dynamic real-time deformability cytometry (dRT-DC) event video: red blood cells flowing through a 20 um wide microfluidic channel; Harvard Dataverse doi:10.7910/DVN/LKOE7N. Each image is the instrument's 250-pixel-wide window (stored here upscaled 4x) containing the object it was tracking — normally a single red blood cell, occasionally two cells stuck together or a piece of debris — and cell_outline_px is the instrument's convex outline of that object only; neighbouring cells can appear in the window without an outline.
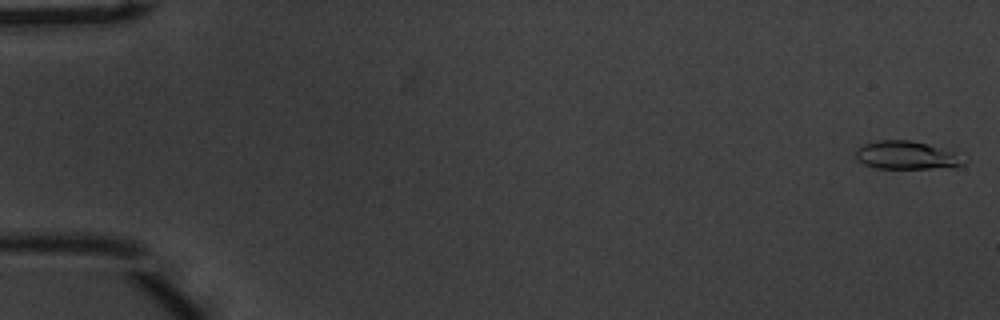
{"species": "common noctule bat (a hibernating species)", "species_latin": "Nyctalus noctula", "temperature_condition": "warm", "stored_images_in_passage": 54, "camera_frame_rate_fps": 3000, "um_per_image_px": 0.085, "animal": {"sex": "male", "body_mass_g": 20.1, "forearm_length_mm": 53.5}, "frame": {"image": 1, "passage_image": 1, "time_ms": 0.0, "image_size_px": [1000, 320], "cell_outline_px": [[960, 164], [952, 168], [876, 168], [864, 164], [856, 156], [856, 148], [864, 144], [880, 140], [912, 140], [928, 144], [952, 152]], "centroid_in_image_um": [76.92, 13.19], "position_along_channel_um": 8.1, "area_um2": 17.05}}
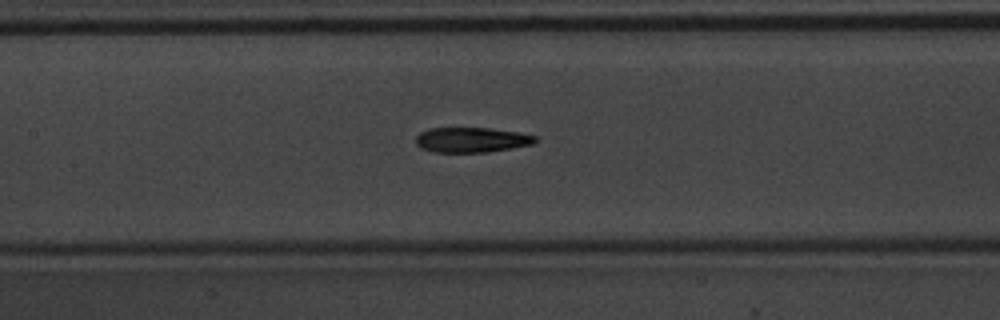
{"frame": {"image": 2, "passage_image": 26, "time_ms": 8.333, "image_size_px": [1000, 320], "cell_outline_px": [[540, 140], [532, 144], [512, 148], [488, 152], [436, 152], [420, 148], [416, 144], [416, 136], [420, 132], [428, 128], [492, 128], [516, 132], [536, 136]], "centroid_in_image_um": [40.08, 11.88], "position_along_channel_um": 167.3, "area_um2": 17.51}}
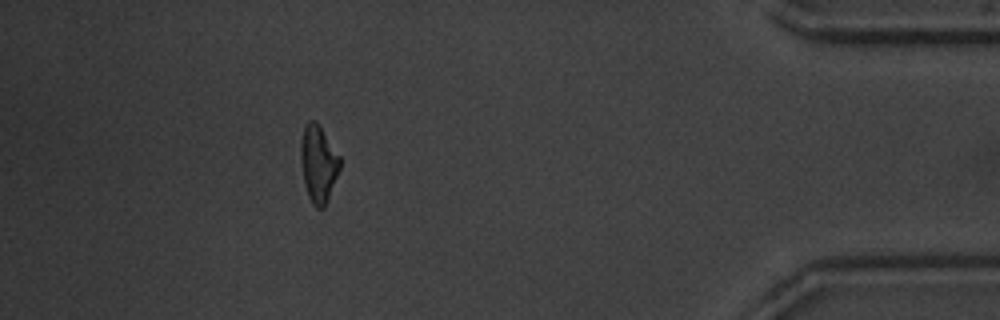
{"frame": {"image": 3, "passage_image": 49, "time_ms": 16.0, "image_size_px": [1000, 320], "cell_outline_px": [[340, 168], [324, 208], [316, 208], [312, 204], [308, 196], [304, 180], [300, 156], [300, 140], [304, 128], [308, 120], [316, 120], [340, 156]], "centroid_in_image_um": [27.05, 13.89], "position_along_channel_um": 408.1, "area_um2": 17.46}, "authors_computed_cell_mechanics": {"area_um2": 17.7157, "velocity_mm_per_s": 3.7601, "shape_relaxation_time_tau1_ms": 3.2205, "shape_relaxation_time_tau2_ms": 5.1864, "deformation_change_tau1": 0.1742, "deformation_change_tau2": 0.1618}}